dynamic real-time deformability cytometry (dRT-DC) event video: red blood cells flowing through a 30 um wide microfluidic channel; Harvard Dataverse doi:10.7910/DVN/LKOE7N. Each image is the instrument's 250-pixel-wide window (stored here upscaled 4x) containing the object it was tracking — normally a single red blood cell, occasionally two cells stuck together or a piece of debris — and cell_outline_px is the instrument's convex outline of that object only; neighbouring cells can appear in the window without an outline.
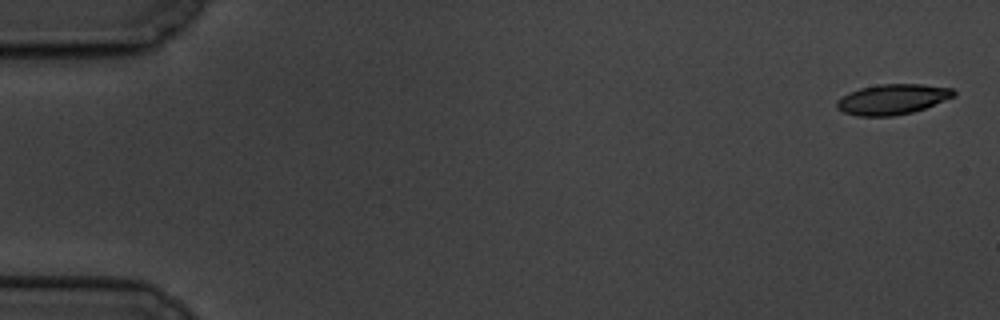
{"species": "common noctule bat (a hibernating species)", "species_latin": "Nyctalus noctula", "temperature_condition": "cold", "stored_images_in_passage": 6, "camera_frame_rate_fps": 3000, "um_per_image_px": 0.085, "animal": {"sex": "male", "body_mass_g": 19.5, "forearm_length_mm": 54.6}, "frame": {"image": 1, "passage_image": 1, "time_ms": 0.0, "image_size_px": [1000, 320], "cell_outline_px": [[956, 96], [924, 108], [912, 112], [892, 116], [856, 116], [844, 112], [836, 108], [836, 100], [840, 96], [848, 92], [860, 88], [880, 84], [920, 84], [952, 88], [956, 92]], "centroid_in_image_um": [75.82, 8.44], "position_along_channel_um": 9.2, "area_um2": 20.75}}